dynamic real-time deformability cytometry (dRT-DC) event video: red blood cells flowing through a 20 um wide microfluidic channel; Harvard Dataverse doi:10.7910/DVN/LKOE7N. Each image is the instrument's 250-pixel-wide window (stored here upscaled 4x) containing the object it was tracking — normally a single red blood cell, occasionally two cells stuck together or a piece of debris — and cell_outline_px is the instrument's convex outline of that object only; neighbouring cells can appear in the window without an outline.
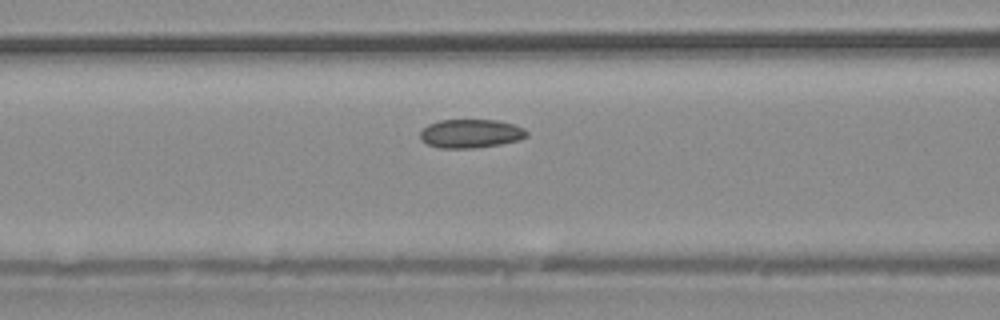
{"species": "common noctule bat (a hibernating species)", "species_latin": "Nyctalus noctula", "temperature_condition": "warm", "stored_images_in_passage": 28, "camera_frame_rate_fps": 3000, "um_per_image_px": 0.085, "animal": {"sex": "male", "body_mass_g": 20.4}, "frame": {"image": 1, "passage_image": 10, "time_ms": 3.0, "image_size_px": [1000, 320], "cell_outline_px": [[528, 136], [520, 140], [500, 144], [476, 148], [440, 148], [428, 144], [420, 140], [420, 132], [428, 124], [440, 120], [496, 120], [512, 124], [524, 128], [528, 132]], "centroid_in_image_um": [40.01, 11.36], "position_along_channel_um": 126.6, "area_um2": 17.86}}
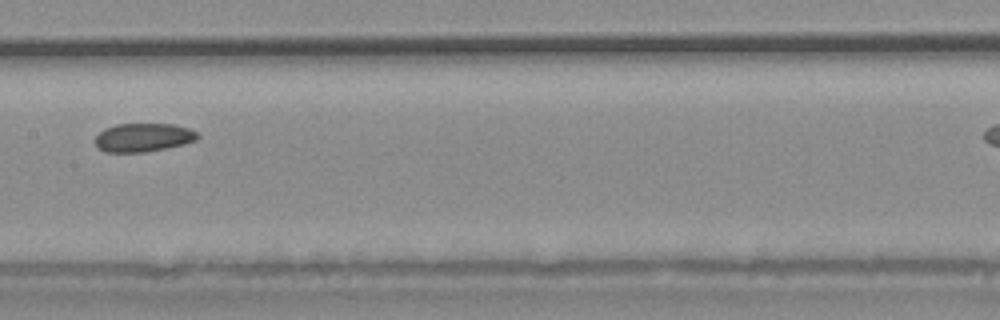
{"frame": {"image": 2, "passage_image": 14, "time_ms": 4.333, "image_size_px": [1000, 320], "cell_outline_px": [[200, 136], [196, 140], [184, 144], [144, 152], [104, 152], [96, 148], [96, 136], [104, 128], [116, 124], [172, 124], [188, 128], [196, 132]], "centroid_in_image_um": [12.15, 11.68], "position_along_channel_um": 195.3, "area_um2": 16.99}}
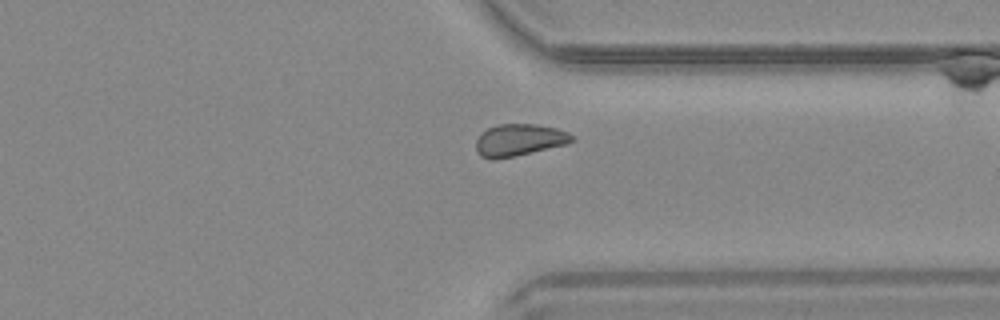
{"frame": {"image": 3, "passage_image": 24, "time_ms": 7.667, "image_size_px": [1000, 320], "cell_outline_px": [[572, 140], [568, 144], [512, 156], [492, 160], [480, 156], [476, 152], [476, 140], [488, 128], [500, 124], [536, 124], [556, 128], [568, 132], [572, 136]], "centroid_in_image_um": [44.11, 11.9], "position_along_channel_um": 367.3, "area_um2": 17.63}}